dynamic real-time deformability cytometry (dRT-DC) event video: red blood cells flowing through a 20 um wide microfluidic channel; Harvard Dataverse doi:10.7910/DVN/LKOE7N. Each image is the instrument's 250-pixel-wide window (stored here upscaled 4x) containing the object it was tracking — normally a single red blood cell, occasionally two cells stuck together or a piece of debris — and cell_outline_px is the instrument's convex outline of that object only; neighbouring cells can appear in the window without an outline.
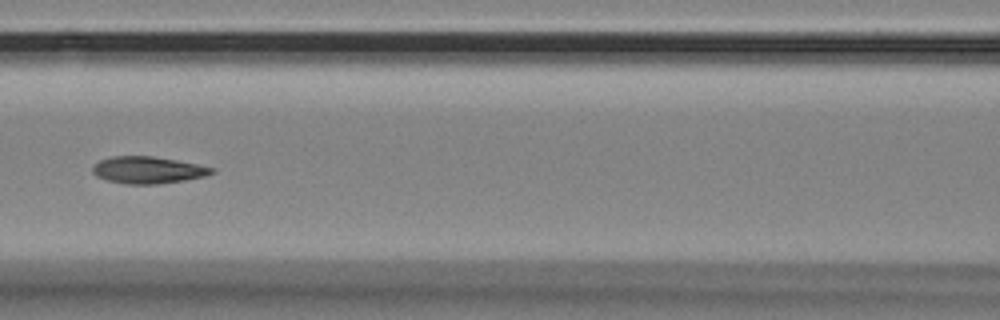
{"species": "Egyptian fruit bat (a non-hibernating species)", "species_latin": "Rousettus aegyptiacus", "temperature_condition": "room temperature", "stored_images_in_passage": 15, "camera_frame_rate_fps": 3000, "um_per_image_px": 0.085, "animal": {"sex": "female"}, "frame": {"image": 1, "passage_image": 7, "time_ms": 2.0, "image_size_px": [1000, 320], "cell_outline_px": [[216, 172], [204, 176], [184, 180], [156, 184], [124, 184], [108, 180], [96, 176], [92, 172], [92, 168], [100, 160], [112, 156], [152, 156], [176, 160], [216, 168]], "centroid_in_image_um": [12.58, 14.45], "position_along_channel_um": 154.0, "area_um2": 18.61}}
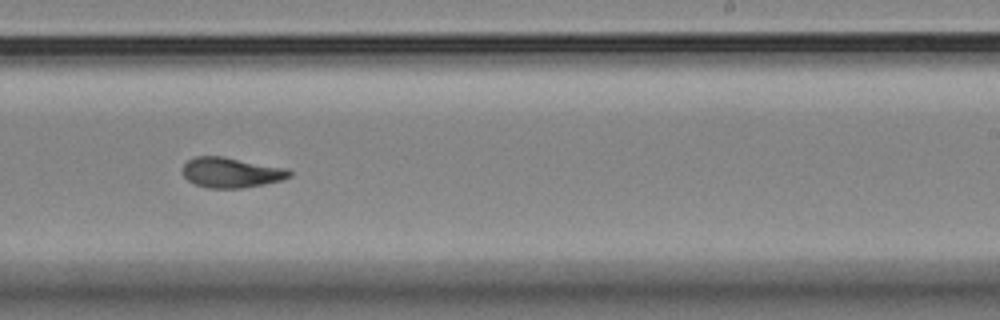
{"frame": {"image": 2, "passage_image": 10, "time_ms": 3.0, "image_size_px": [1000, 320], "cell_outline_px": [[292, 176], [280, 180], [264, 184], [240, 188], [208, 188], [192, 184], [184, 176], [184, 164], [188, 160], [196, 156], [220, 156], [288, 168], [292, 172]], "centroid_in_image_um": [19.65, 14.67], "position_along_channel_um": 269.3, "area_um2": 18.73}}
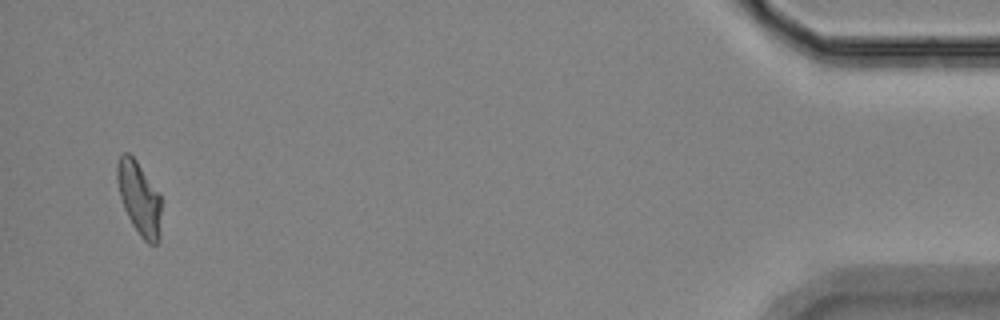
{"frame": {"image": 3, "passage_image": 15, "time_ms": 4.667, "image_size_px": [1000, 320], "cell_outline_px": [[160, 240], [156, 244], [148, 244], [140, 236], [132, 224], [124, 208], [120, 196], [116, 180], [116, 164], [120, 156], [124, 152], [128, 152], [136, 160], [160, 192]], "centroid_in_image_um": [11.83, 16.84], "position_along_channel_um": 423.4, "area_um2": 19.02}}